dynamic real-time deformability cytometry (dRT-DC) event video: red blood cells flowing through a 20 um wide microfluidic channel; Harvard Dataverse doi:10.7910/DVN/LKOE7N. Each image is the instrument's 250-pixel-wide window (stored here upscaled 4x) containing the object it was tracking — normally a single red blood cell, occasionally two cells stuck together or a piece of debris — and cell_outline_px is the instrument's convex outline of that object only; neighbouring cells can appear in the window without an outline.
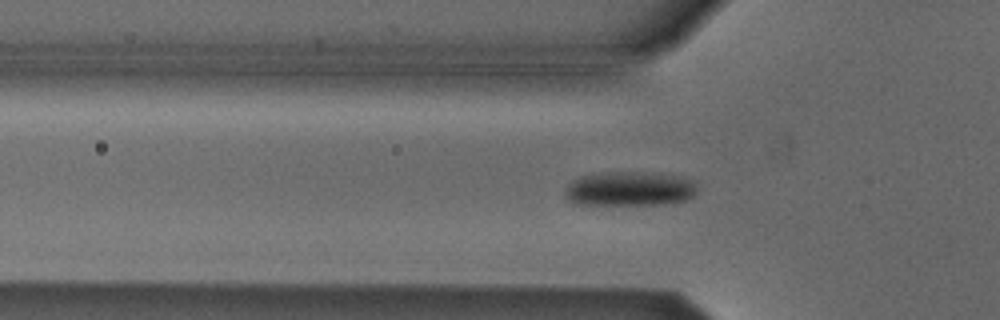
{"species": "Egyptian fruit bat (a non-hibernating species)", "species_latin": "Rousettus aegyptiacus", "temperature_condition": "cold", "stored_images_in_passage": 53, "camera_frame_rate_fps": 3000, "um_per_image_px": 0.085, "animal": {"sex": "male"}, "frame": {"image": 1, "passage_image": 16, "time_ms": 5.0, "image_size_px": [1000, 320], "cell_outline_px": [[696, 192], [692, 196], [684, 200], [664, 204], [576, 204], [568, 200], [564, 192], [568, 184], [572, 180], [580, 176], [600, 172], [660, 172], [680, 176], [692, 180], [696, 184]], "centroid_in_image_um": [53.51, 16.02], "position_along_channel_um": 72.3, "area_um2": 26.76}}
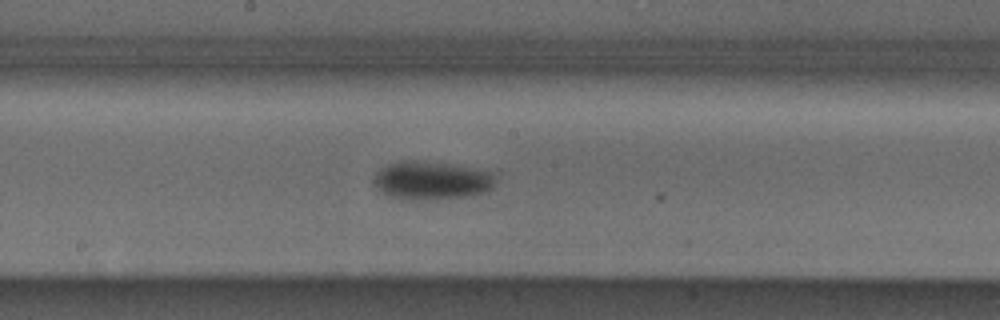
{"frame": {"image": 2, "passage_image": 27, "time_ms": 8.667, "image_size_px": [1000, 320], "cell_outline_px": [[500, 172], [496, 184], [488, 192], [472, 196], [424, 200], [408, 200], [388, 196], [380, 192], [372, 184], [372, 180], [376, 172], [380, 168], [388, 164], [400, 160], [420, 160], [448, 164]], "centroid_in_image_um": [36.73, 15.34], "position_along_channel_um": 211.5, "area_um2": 28.26}}
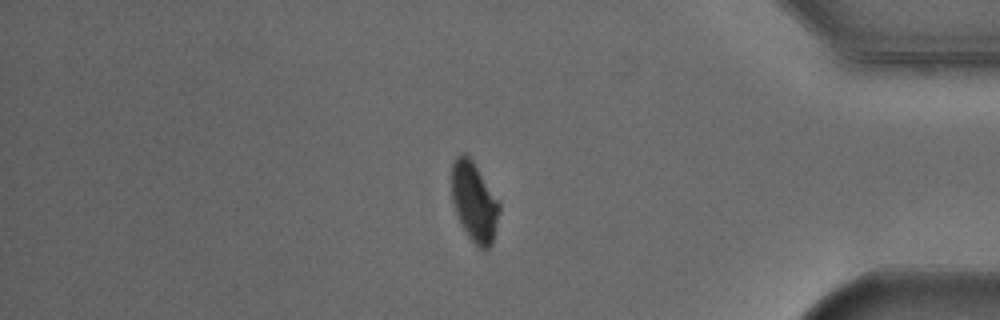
{"frame": {"image": 3, "passage_image": 44, "time_ms": 14.333, "image_size_px": [1000, 320], "cell_outline_px": [[500, 212], [492, 244], [484, 252], [468, 236], [456, 212], [452, 200], [452, 164], [456, 156], [460, 152], [464, 152], [472, 160], [500, 204]], "centroid_in_image_um": [40.31, 17.16], "position_along_channel_um": 394.9, "area_um2": 21.79}, "authors_computed_cell_mechanics": {"area_um2": 24.5072, "velocity_mm_per_s": 3.7942, "shape_relaxation_time_tau1_ms": 3.7874, "shape_relaxation_time_tau2_ms": 6.7609, "deformation_change_tau1": 0.0931, "deformation_change_tau2": 0.0609}}